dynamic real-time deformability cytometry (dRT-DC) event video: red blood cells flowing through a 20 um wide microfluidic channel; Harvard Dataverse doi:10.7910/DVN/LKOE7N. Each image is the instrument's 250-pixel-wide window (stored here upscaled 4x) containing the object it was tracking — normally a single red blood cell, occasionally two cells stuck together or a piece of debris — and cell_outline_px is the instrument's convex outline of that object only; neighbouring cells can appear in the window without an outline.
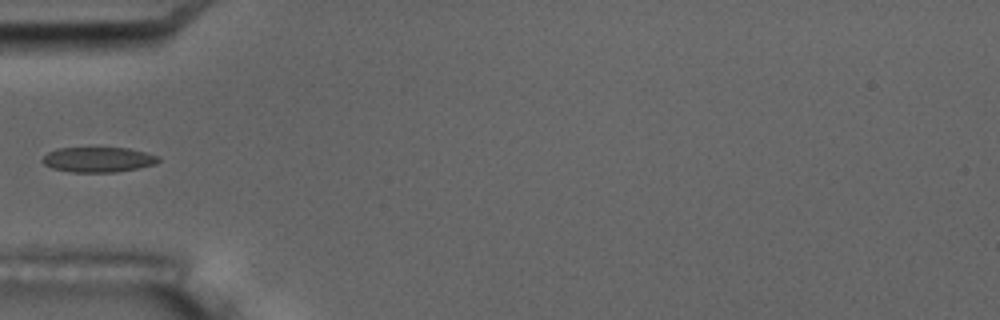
{"species": "common noctule bat (a hibernating species)", "species_latin": "Nyctalus noctula", "temperature_condition": "room temperature", "stored_images_in_passage": 6, "camera_frame_rate_fps": 3000, "um_per_image_px": 0.085, "animal": {"sex": "male", "body_mass_g": 17.5, "forearm_length_mm": 52.3}, "frame": {"image": 1, "passage_image": 6, "time_ms": 5.667, "image_size_px": [1000, 320], "cell_outline_px": [[160, 160], [156, 164], [116, 172], [72, 172], [52, 168], [44, 164], [40, 160], [48, 152], [56, 148], [128, 148], [160, 156]], "centroid_in_image_um": [8.33, 13.56], "position_along_channel_um": 76.7, "area_um2": 16.94}}